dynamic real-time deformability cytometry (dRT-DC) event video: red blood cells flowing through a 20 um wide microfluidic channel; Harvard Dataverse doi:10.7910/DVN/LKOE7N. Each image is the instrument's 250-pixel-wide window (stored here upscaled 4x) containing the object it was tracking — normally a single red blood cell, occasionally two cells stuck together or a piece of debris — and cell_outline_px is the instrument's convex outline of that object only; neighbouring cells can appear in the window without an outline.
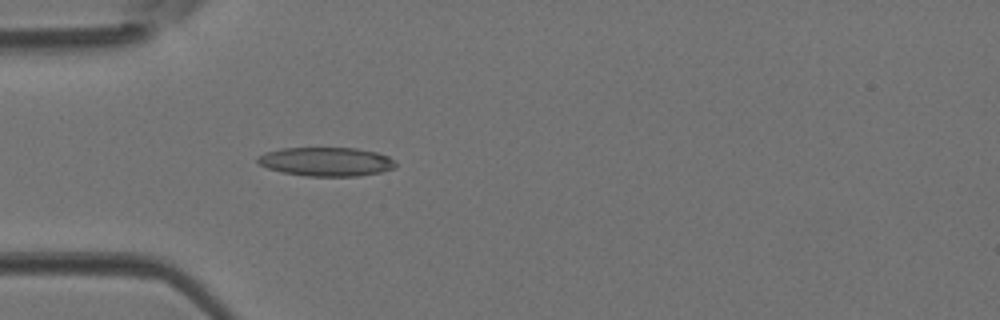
{"species": "Egyptian fruit bat (a non-hibernating species)", "species_latin": "Rousettus aegyptiacus", "temperature_condition": "room temperature", "stored_images_in_passage": 14, "camera_frame_rate_fps": 3000, "um_per_image_px": 0.085, "animal": {"sex": "female"}, "frame": {"image": 1, "passage_image": 5, "time_ms": 1.333, "image_size_px": [1000, 320], "cell_outline_px": [[396, 164], [392, 168], [380, 172], [356, 176], [308, 176], [280, 172], [268, 168], [260, 164], [256, 160], [256, 156], [264, 152], [284, 148], [356, 148], [376, 152], [388, 156]], "centroid_in_image_um": [27.67, 13.74], "position_along_channel_um": 57.3, "area_um2": 23.12}}
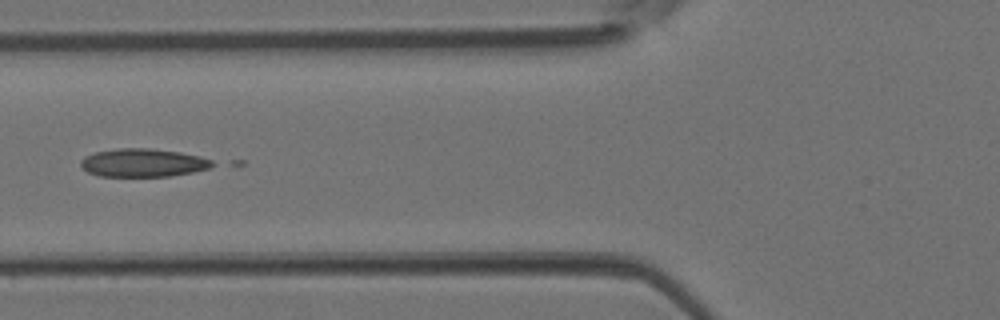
{"frame": {"image": 2, "passage_image": 9, "time_ms": 2.667, "image_size_px": [1000, 320], "cell_outline_px": [[220, 164], [212, 168], [192, 172], [168, 176], [100, 176], [88, 172], [80, 168], [80, 160], [84, 156], [96, 152], [116, 148], [148, 148], [180, 152], [200, 156], [212, 160]], "centroid_in_image_um": [12.19, 13.83], "position_along_channel_um": 113.6, "area_um2": 21.91}}
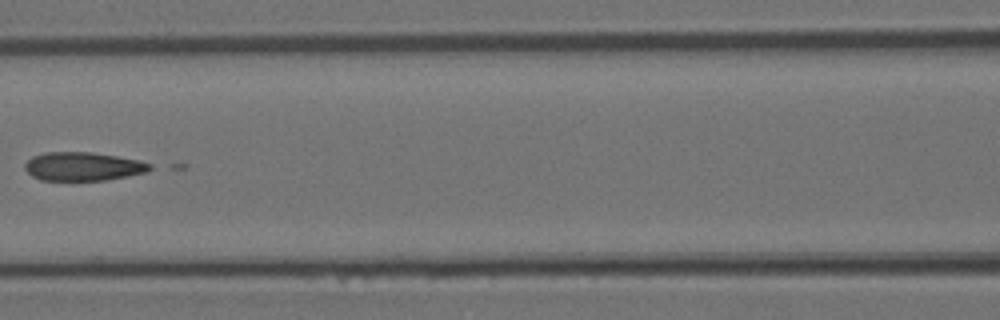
{"frame": {"image": 3, "passage_image": 12, "time_ms": 3.667, "image_size_px": [1000, 320], "cell_outline_px": [[152, 168], [144, 172], [128, 176], [104, 180], [40, 180], [32, 176], [24, 168], [24, 164], [32, 156], [44, 152], [92, 152], [140, 160], [152, 164]], "centroid_in_image_um": [7.03, 14.14], "position_along_channel_um": 159.6, "area_um2": 20.81}}